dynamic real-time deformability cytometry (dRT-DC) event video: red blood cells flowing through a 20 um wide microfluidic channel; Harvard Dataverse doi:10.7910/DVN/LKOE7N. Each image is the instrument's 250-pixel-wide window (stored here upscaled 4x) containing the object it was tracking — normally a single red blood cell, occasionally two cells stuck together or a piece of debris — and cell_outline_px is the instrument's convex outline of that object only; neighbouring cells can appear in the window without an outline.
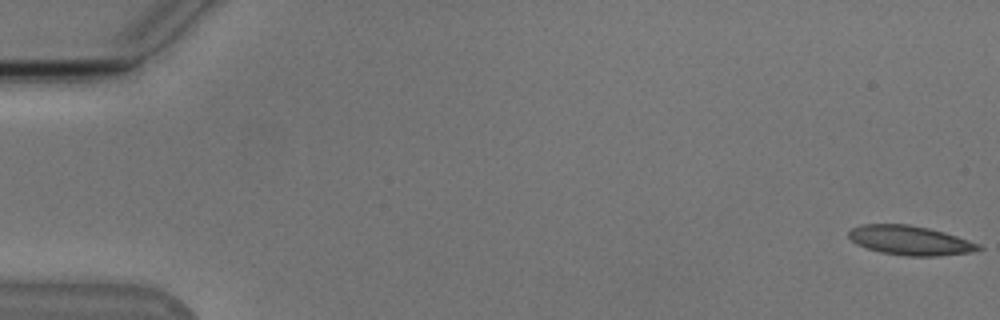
{"species": "Egyptian fruit bat (a non-hibernating species)", "species_latin": "Rousettus aegyptiacus", "temperature_condition": "cold", "stored_images_in_passage": 16, "camera_frame_rate_fps": 3000, "um_per_image_px": 0.085, "animal": {"sex": "male"}, "frame": {"image": 1, "passage_image": 1, "time_ms": 0.0, "image_size_px": [1000, 320], "cell_outline_px": [[984, 248], [972, 252], [936, 256], [908, 256], [880, 252], [856, 244], [848, 236], [848, 232], [852, 228], [864, 224], [908, 224], [928, 228], [944, 232], [980, 244]], "centroid_in_image_um": [77.36, 20.43], "position_along_channel_um": 7.6, "area_um2": 22.08}}
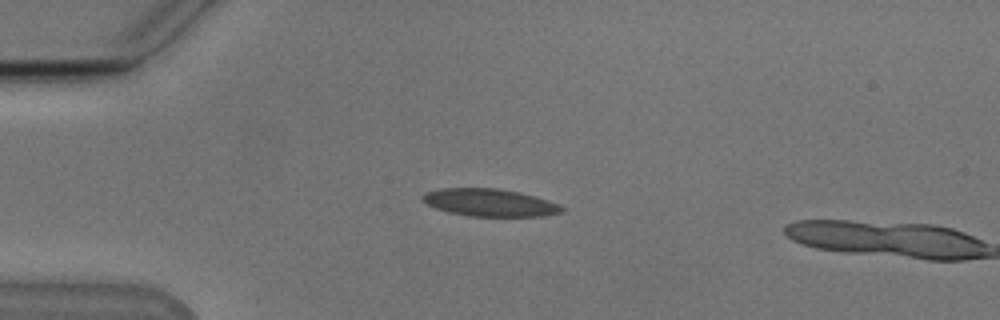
{"frame": {"image": 2, "passage_image": 14, "time_ms": 4.333, "image_size_px": [1000, 320], "cell_outline_px": [[564, 212], [544, 216], [468, 216], [448, 212], [436, 208], [420, 200], [420, 196], [424, 192], [444, 188], [496, 188], [520, 192], [536, 196], [560, 204], [564, 208]], "centroid_in_image_um": [41.63, 17.22], "position_along_channel_um": 43.4, "area_um2": 22.54}}